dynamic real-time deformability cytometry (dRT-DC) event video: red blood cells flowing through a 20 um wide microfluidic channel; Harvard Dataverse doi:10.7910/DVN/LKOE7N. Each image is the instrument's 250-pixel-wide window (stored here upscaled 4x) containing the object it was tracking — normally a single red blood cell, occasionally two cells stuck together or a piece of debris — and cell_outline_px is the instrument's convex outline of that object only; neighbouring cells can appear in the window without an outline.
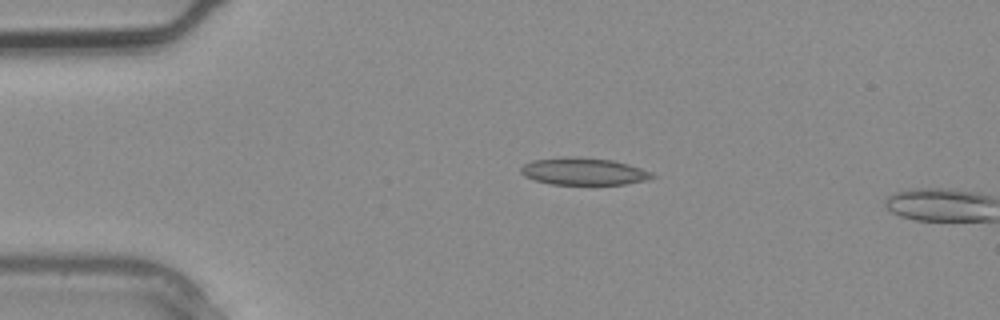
{"species": "common noctule bat (a hibernating species)", "species_latin": "Nyctalus noctula", "temperature_condition": "warm", "stored_images_in_passage": 2, "camera_frame_rate_fps": 3000, "um_per_image_px": 0.085, "animal": {"sex": "male", "body_mass_g": 20.4}, "frame": {"image": 1, "passage_image": 1, "time_ms": 0.0, "image_size_px": [1000, 320], "cell_outline_px": [[656, 176], [648, 180], [624, 184], [552, 184], [536, 180], [524, 176], [520, 172], [520, 168], [524, 164], [532, 160], [568, 156], [572, 156], [612, 160], [628, 164], [652, 172]], "centroid_in_image_um": [49.61, 14.56], "position_along_channel_um": 35.4, "area_um2": 20.75}}